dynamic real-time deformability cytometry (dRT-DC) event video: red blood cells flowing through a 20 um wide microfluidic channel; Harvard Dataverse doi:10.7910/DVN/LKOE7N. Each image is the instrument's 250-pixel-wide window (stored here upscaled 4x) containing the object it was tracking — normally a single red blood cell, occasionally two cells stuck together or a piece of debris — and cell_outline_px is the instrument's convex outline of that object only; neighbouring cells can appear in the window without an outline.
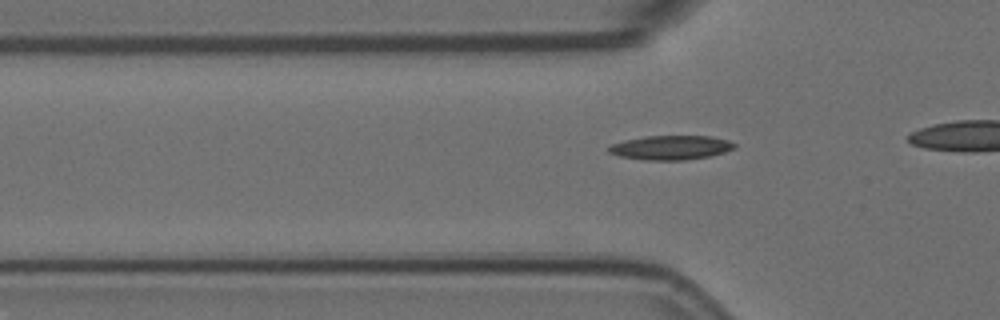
{"species": "Egyptian fruit bat (a non-hibernating species)", "species_latin": "Rousettus aegyptiacus", "temperature_condition": "room temperature", "stored_images_in_passage": 30, "camera_frame_rate_fps": 3000, "um_per_image_px": 0.085, "animal": {"sex": "female"}, "frame": {"image": 1, "passage_image": 3, "time_ms": 0.667, "image_size_px": [1000, 320], "cell_outline_px": [[736, 148], [724, 152], [708, 156], [684, 160], [644, 160], [620, 156], [608, 152], [608, 148], [612, 144], [624, 140], [644, 136], [712, 136], [728, 140], [736, 144]], "centroid_in_image_um": [57.02, 12.54], "position_along_channel_um": 68.8, "area_um2": 17.74}}
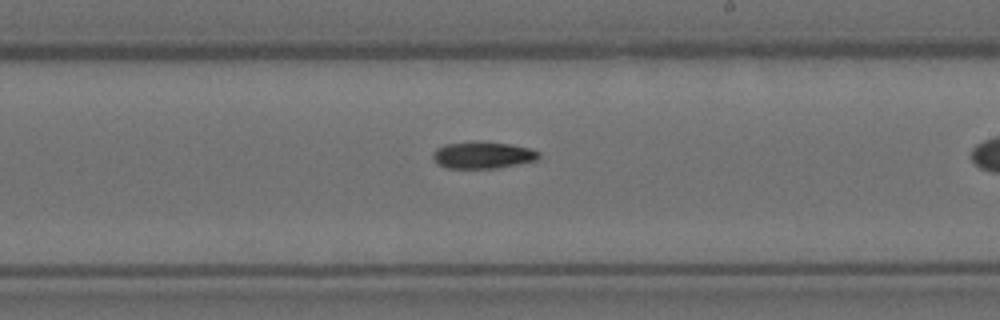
{"frame": {"image": 2, "passage_image": 18, "time_ms": 5.667, "image_size_px": [1000, 320], "cell_outline_px": [[540, 156], [536, 160], [496, 168], [444, 168], [436, 164], [432, 156], [432, 152], [436, 148], [444, 144], [472, 140], [480, 140], [508, 144], [528, 148], [540, 152]], "centroid_in_image_um": [40.95, 13.16], "position_along_channel_um": 248.0, "area_um2": 16.88}}
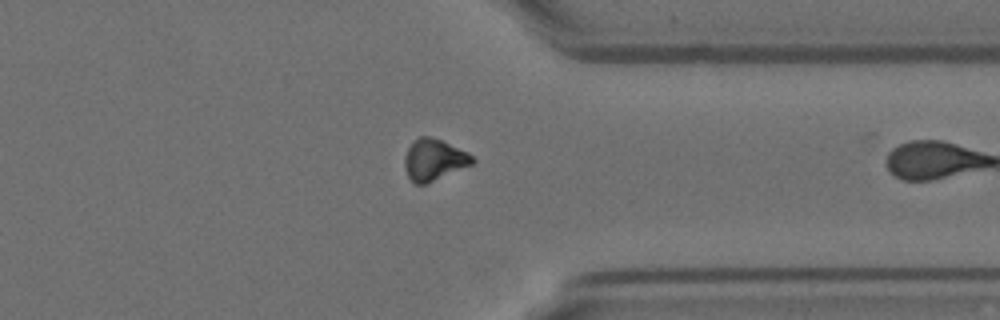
{"frame": {"image": 3, "passage_image": 29, "time_ms": 9.333, "image_size_px": [1000, 320], "cell_outline_px": [[476, 160], [472, 164], [424, 184], [416, 184], [408, 176], [404, 168], [404, 156], [408, 148], [420, 136], [428, 136], [440, 140], [468, 152]], "centroid_in_image_um": [36.87, 13.58], "position_along_channel_um": 374.5, "area_um2": 15.95}}